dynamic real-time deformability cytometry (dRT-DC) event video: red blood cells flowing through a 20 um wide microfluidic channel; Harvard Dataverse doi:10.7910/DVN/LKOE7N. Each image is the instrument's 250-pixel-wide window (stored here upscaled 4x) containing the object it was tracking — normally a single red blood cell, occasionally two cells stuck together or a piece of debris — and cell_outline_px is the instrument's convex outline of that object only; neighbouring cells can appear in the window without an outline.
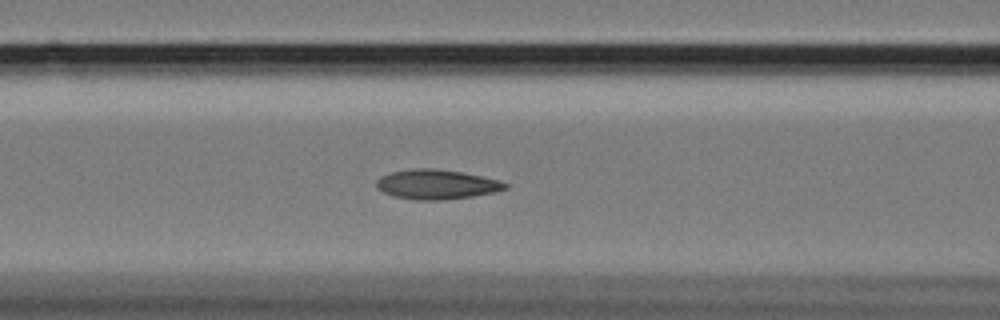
{"species": "Egyptian fruit bat (a non-hibernating species)", "species_latin": "Rousettus aegyptiacus", "temperature_condition": "cold", "stored_images_in_passage": 46, "camera_frame_rate_fps": 3000, "um_per_image_px": 0.085, "animal": {"sex": "female"}, "frame": {"image": 1, "passage_image": 11, "time_ms": 3.333, "image_size_px": [1000, 320], "cell_outline_px": [[512, 184], [508, 188], [496, 192], [472, 196], [444, 200], [416, 200], [396, 196], [384, 192], [376, 188], [376, 180], [380, 176], [392, 172], [412, 168], [436, 168], [464, 172], [500, 180]], "centroid_in_image_um": [37.16, 15.66], "position_along_channel_um": 129.4, "area_um2": 22.54}}
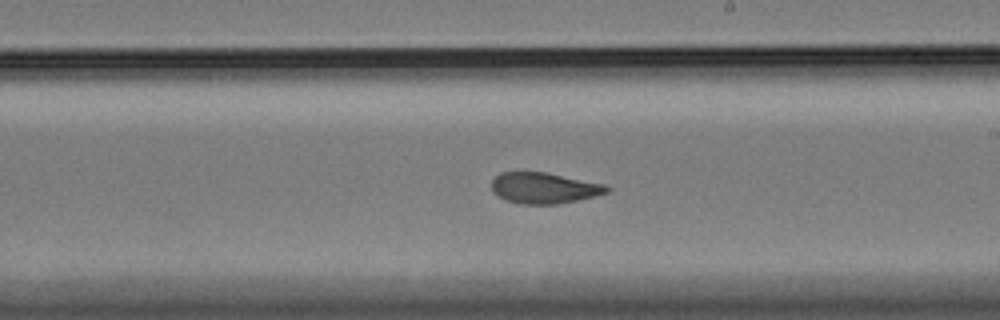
{"frame": {"image": 2, "passage_image": 21, "time_ms": 6.667, "image_size_px": [1000, 320], "cell_outline_px": [[612, 188], [608, 192], [596, 196], [556, 204], [520, 204], [504, 200], [496, 196], [492, 192], [492, 180], [500, 172], [544, 172], [604, 184]], "centroid_in_image_um": [46.21, 15.99], "position_along_channel_um": 242.8, "area_um2": 20.81}}
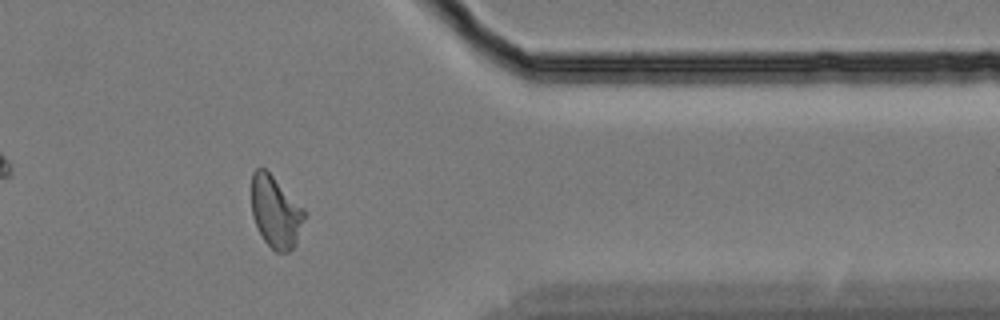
{"frame": {"image": 3, "passage_image": 35, "time_ms": 11.333, "image_size_px": [1000, 320], "cell_outline_px": [[304, 216], [296, 244], [288, 252], [276, 252], [264, 240], [252, 216], [252, 172], [256, 168], [264, 168], [304, 208]], "centroid_in_image_um": [23.41, 18.01], "position_along_channel_um": 388.0, "area_um2": 21.62}, "authors_computed_cell_mechanics": {"area_um2": 21.964, "velocity_mm_per_s": 3.3999, "shape_relaxation_time_tau1_ms": 8.8395, "shape_relaxation_time_tau2_ms": 2.3246, "deformation_change_tau1": 0.1837, "deformation_change_tau2": 0.0779}}